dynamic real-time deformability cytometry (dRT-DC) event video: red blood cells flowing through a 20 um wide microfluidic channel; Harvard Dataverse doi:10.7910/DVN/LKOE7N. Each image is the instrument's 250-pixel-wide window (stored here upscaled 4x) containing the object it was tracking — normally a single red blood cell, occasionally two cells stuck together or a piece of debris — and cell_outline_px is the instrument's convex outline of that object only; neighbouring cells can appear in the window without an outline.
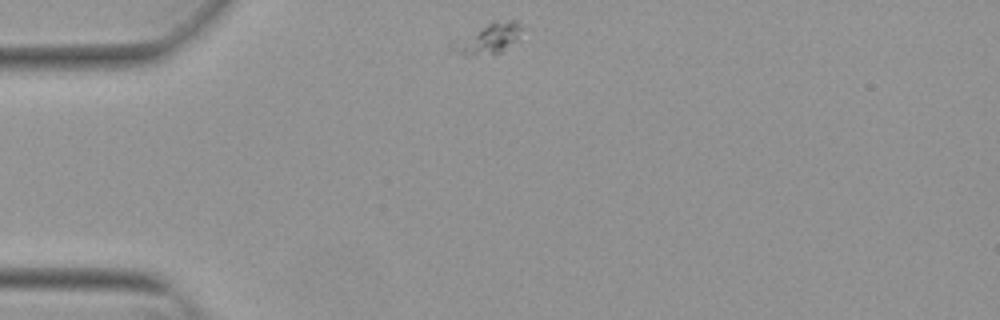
{"species": "Egyptian fruit bat (a non-hibernating species)", "species_latin": "Rousettus aegyptiacus", "temperature_condition": "warm", "stored_images_in_passage": 45, "camera_frame_rate_fps": 3000, "um_per_image_px": 0.085, "animal": {"sex": "female"}, "frame": {"image": 1, "passage_image": 1, "time_ms": 0.0, "image_size_px": [1000, 320], "cell_outline_px": [[524, 28], [520, 40], [500, 52], [472, 56], [464, 56], [448, 52], [448, 40], [492, 20], [516, 20]], "centroid_in_image_um": [41.38, 3.27], "position_along_channel_um": 43.6, "area_um2": 13.64}}
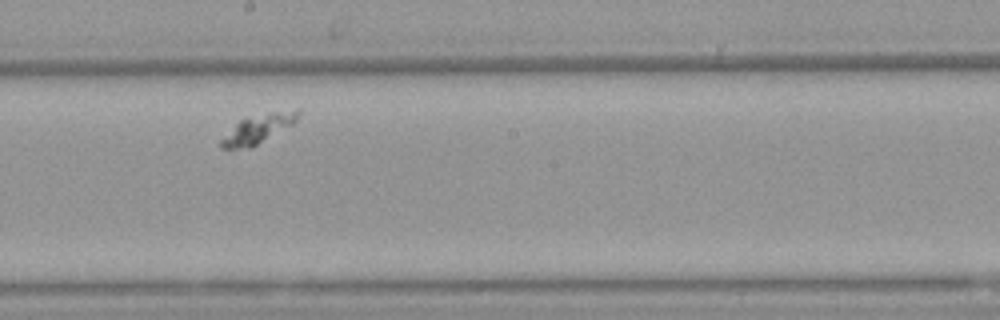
{"frame": {"image": 2, "passage_image": 20, "time_ms": 6.333, "image_size_px": [1000, 320], "cell_outline_px": [[300, 116], [292, 124], [252, 148], [220, 148], [220, 140], [240, 120], [272, 112], [300, 108]], "centroid_in_image_um": [21.97, 10.96], "position_along_channel_um": 226.2, "area_um2": 12.6}}
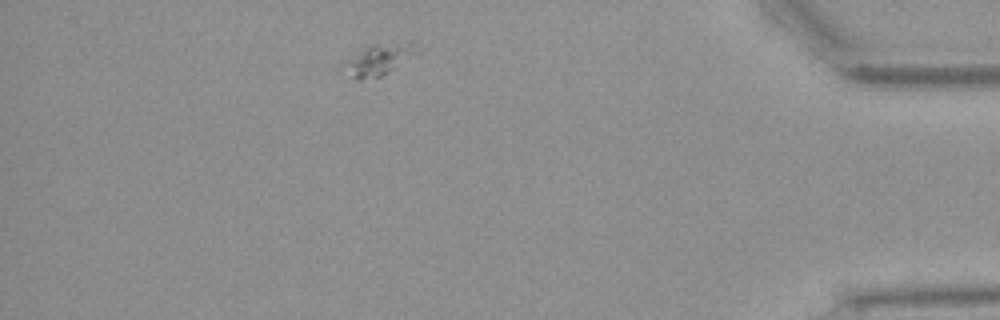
{"frame": {"image": 3, "passage_image": 39, "time_ms": 12.667, "image_size_px": [1000, 320], "cell_outline_px": [[428, 44], [420, 52], [380, 76], [360, 80], [356, 80], [352, 76], [352, 60], [372, 44], [408, 40]], "centroid_in_image_um": [32.62, 4.94], "position_along_channel_um": 402.6, "area_um2": 12.6}}